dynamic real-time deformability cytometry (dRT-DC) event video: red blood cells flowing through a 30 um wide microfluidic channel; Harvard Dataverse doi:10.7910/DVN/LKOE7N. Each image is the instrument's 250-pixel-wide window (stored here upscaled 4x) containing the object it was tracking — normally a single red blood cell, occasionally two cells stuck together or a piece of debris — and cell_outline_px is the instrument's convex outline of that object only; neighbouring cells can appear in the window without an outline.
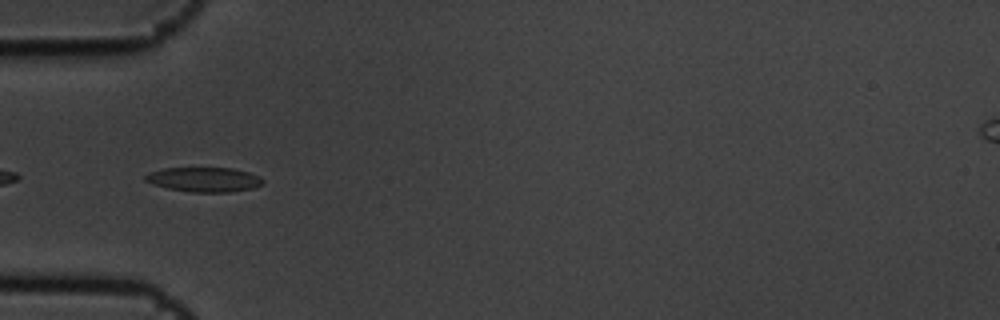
{"species": "common noctule bat (a hibernating species)", "species_latin": "Nyctalus noctula", "temperature_condition": "cold", "stored_images_in_passage": 8, "camera_frame_rate_fps": 3000, "um_per_image_px": 0.085, "animal": {"sex": "male", "body_mass_g": 19.5, "forearm_length_mm": 54.6}, "frame": {"image": 1, "passage_image": 4, "time_ms": 1.0, "image_size_px": [1000, 320], "cell_outline_px": [[264, 180], [260, 184], [252, 188], [228, 192], [192, 192], [168, 188], [152, 184], [144, 180], [144, 176], [152, 172], [164, 168], [232, 168], [248, 172], [260, 176]], "centroid_in_image_um": [17.34, 15.26], "position_along_channel_um": 67.7, "area_um2": 16.65}}
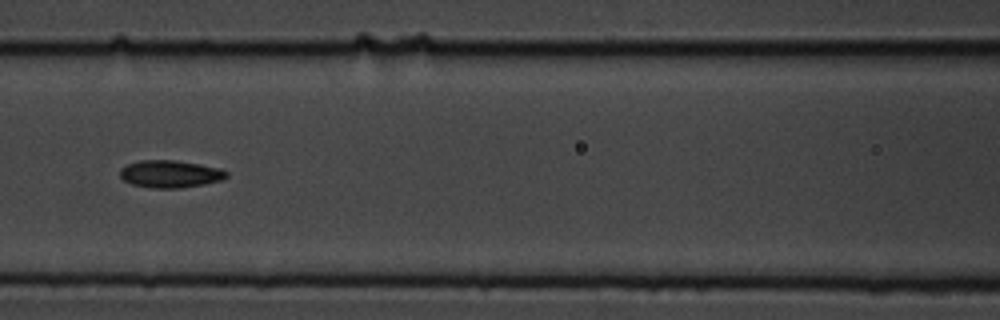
{"frame": {"image": 2, "passage_image": 6, "time_ms": 1.667, "image_size_px": [1000, 320], "cell_outline_px": [[228, 176], [224, 180], [204, 184], [180, 188], [152, 188], [132, 184], [124, 180], [120, 176], [120, 168], [128, 164], [140, 160], [176, 160], [200, 164], [220, 168], [228, 172]], "centroid_in_image_um": [14.49, 14.78], "position_along_channel_um": 152.1, "area_um2": 17.11}}
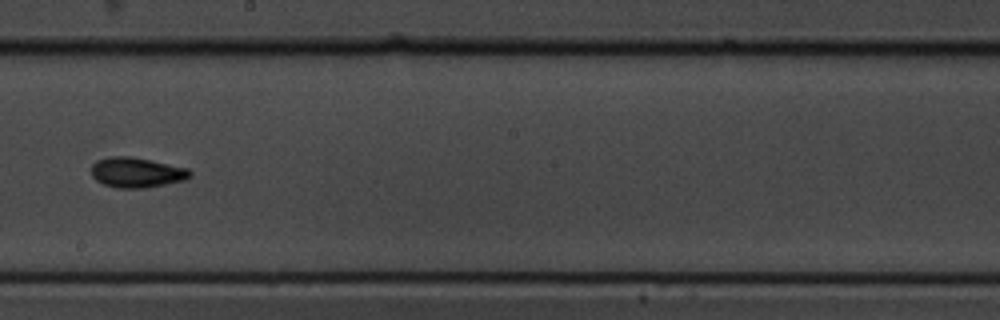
{"frame": {"image": 3, "passage_image": 8, "time_ms": 2.333, "image_size_px": [1000, 320], "cell_outline_px": [[192, 176], [184, 180], [164, 184], [140, 188], [116, 188], [104, 184], [96, 180], [92, 176], [92, 164], [96, 160], [108, 156], [132, 156], [188, 168], [192, 172]], "centroid_in_image_um": [11.6, 14.64], "position_along_channel_um": 236.6, "area_um2": 17.34}}